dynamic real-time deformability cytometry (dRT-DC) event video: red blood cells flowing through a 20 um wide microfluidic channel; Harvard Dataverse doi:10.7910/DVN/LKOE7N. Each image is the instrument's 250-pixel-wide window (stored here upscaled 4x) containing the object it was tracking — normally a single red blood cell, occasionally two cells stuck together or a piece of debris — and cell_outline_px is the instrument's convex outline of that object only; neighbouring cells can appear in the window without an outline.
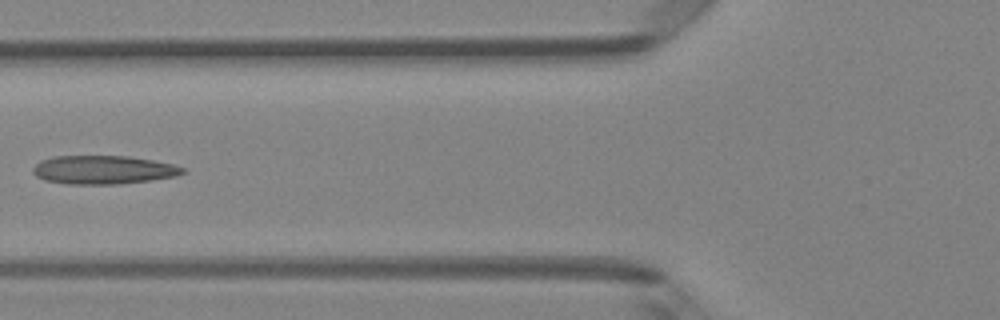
{"species": "Egyptian fruit bat (a non-hibernating species)", "species_latin": "Rousettus aegyptiacus", "temperature_condition": "room temperature", "stored_images_in_passage": 6, "camera_frame_rate_fps": 3000, "um_per_image_px": 0.085, "animal": {"sex": "female"}, "frame": {"image": 1, "passage_image": 6, "time_ms": 1.667, "image_size_px": [1000, 320], "cell_outline_px": [[184, 172], [176, 176], [152, 180], [120, 184], [64, 184], [44, 180], [36, 176], [32, 172], [32, 168], [40, 160], [52, 156], [128, 156], [152, 160], [172, 164], [184, 168]], "centroid_in_image_um": [8.73, 14.44], "position_along_channel_um": 117.1, "area_um2": 25.03}}